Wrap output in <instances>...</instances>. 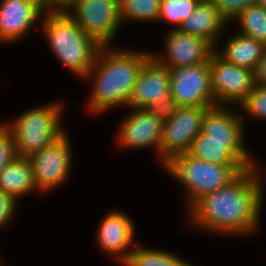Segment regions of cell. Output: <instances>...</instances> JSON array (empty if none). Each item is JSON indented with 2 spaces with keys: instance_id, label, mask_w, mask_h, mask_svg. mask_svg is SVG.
<instances>
[{
  "instance_id": "6da1fadb",
  "label": "cell",
  "mask_w": 266,
  "mask_h": 266,
  "mask_svg": "<svg viewBox=\"0 0 266 266\" xmlns=\"http://www.w3.org/2000/svg\"><path fill=\"white\" fill-rule=\"evenodd\" d=\"M258 174L254 163L229 185L201 197L189 208L192 224L217 234L254 232L264 190Z\"/></svg>"
},
{
  "instance_id": "7a4b0ae2",
  "label": "cell",
  "mask_w": 266,
  "mask_h": 266,
  "mask_svg": "<svg viewBox=\"0 0 266 266\" xmlns=\"http://www.w3.org/2000/svg\"><path fill=\"white\" fill-rule=\"evenodd\" d=\"M151 57V52L101 47L94 65L84 76H94L95 80L89 110L102 113L118 104L129 106L139 72Z\"/></svg>"
},
{
  "instance_id": "3957f363",
  "label": "cell",
  "mask_w": 266,
  "mask_h": 266,
  "mask_svg": "<svg viewBox=\"0 0 266 266\" xmlns=\"http://www.w3.org/2000/svg\"><path fill=\"white\" fill-rule=\"evenodd\" d=\"M43 17L42 27L55 56L70 71L84 78L94 65L101 46L65 11H45Z\"/></svg>"
},
{
  "instance_id": "277c9868",
  "label": "cell",
  "mask_w": 266,
  "mask_h": 266,
  "mask_svg": "<svg viewBox=\"0 0 266 266\" xmlns=\"http://www.w3.org/2000/svg\"><path fill=\"white\" fill-rule=\"evenodd\" d=\"M164 168L186 188L188 209L201 197L229 185L248 169L245 165L207 163L187 152L170 158Z\"/></svg>"
},
{
  "instance_id": "5b68a950",
  "label": "cell",
  "mask_w": 266,
  "mask_h": 266,
  "mask_svg": "<svg viewBox=\"0 0 266 266\" xmlns=\"http://www.w3.org/2000/svg\"><path fill=\"white\" fill-rule=\"evenodd\" d=\"M62 105L36 107L17 116L12 125L5 124L13 134L18 157L29 158L66 132L60 126Z\"/></svg>"
},
{
  "instance_id": "8992f818",
  "label": "cell",
  "mask_w": 266,
  "mask_h": 266,
  "mask_svg": "<svg viewBox=\"0 0 266 266\" xmlns=\"http://www.w3.org/2000/svg\"><path fill=\"white\" fill-rule=\"evenodd\" d=\"M64 11L101 47L110 46L121 23L119 0H73Z\"/></svg>"
},
{
  "instance_id": "52a82bcc",
  "label": "cell",
  "mask_w": 266,
  "mask_h": 266,
  "mask_svg": "<svg viewBox=\"0 0 266 266\" xmlns=\"http://www.w3.org/2000/svg\"><path fill=\"white\" fill-rule=\"evenodd\" d=\"M209 66L215 105H240L256 84L254 71L227 62L216 51L210 56Z\"/></svg>"
},
{
  "instance_id": "ba28073f",
  "label": "cell",
  "mask_w": 266,
  "mask_h": 266,
  "mask_svg": "<svg viewBox=\"0 0 266 266\" xmlns=\"http://www.w3.org/2000/svg\"><path fill=\"white\" fill-rule=\"evenodd\" d=\"M170 93L179 106L214 107L209 61L169 69Z\"/></svg>"
},
{
  "instance_id": "9c48e42d",
  "label": "cell",
  "mask_w": 266,
  "mask_h": 266,
  "mask_svg": "<svg viewBox=\"0 0 266 266\" xmlns=\"http://www.w3.org/2000/svg\"><path fill=\"white\" fill-rule=\"evenodd\" d=\"M211 107L180 106L175 115L163 123L160 158L163 166L175 155L186 153L201 132L206 111Z\"/></svg>"
},
{
  "instance_id": "30bf717a",
  "label": "cell",
  "mask_w": 266,
  "mask_h": 266,
  "mask_svg": "<svg viewBox=\"0 0 266 266\" xmlns=\"http://www.w3.org/2000/svg\"><path fill=\"white\" fill-rule=\"evenodd\" d=\"M66 132L28 159L37 190H49L66 181L71 167V144ZM65 180V181H64Z\"/></svg>"
},
{
  "instance_id": "8fae6325",
  "label": "cell",
  "mask_w": 266,
  "mask_h": 266,
  "mask_svg": "<svg viewBox=\"0 0 266 266\" xmlns=\"http://www.w3.org/2000/svg\"><path fill=\"white\" fill-rule=\"evenodd\" d=\"M173 29V30H172ZM166 35L167 60L152 54V57L168 69L197 65L209 61L215 48L205 39L172 28Z\"/></svg>"
},
{
  "instance_id": "7c38bea8",
  "label": "cell",
  "mask_w": 266,
  "mask_h": 266,
  "mask_svg": "<svg viewBox=\"0 0 266 266\" xmlns=\"http://www.w3.org/2000/svg\"><path fill=\"white\" fill-rule=\"evenodd\" d=\"M171 96L169 69L151 57L142 67L134 85L129 107L147 110Z\"/></svg>"
},
{
  "instance_id": "4fadbf2b",
  "label": "cell",
  "mask_w": 266,
  "mask_h": 266,
  "mask_svg": "<svg viewBox=\"0 0 266 266\" xmlns=\"http://www.w3.org/2000/svg\"><path fill=\"white\" fill-rule=\"evenodd\" d=\"M133 112L123 119L119 128L120 145L129 148L154 146L160 156L163 121L154 117L148 110L132 108Z\"/></svg>"
},
{
  "instance_id": "5bb4252c",
  "label": "cell",
  "mask_w": 266,
  "mask_h": 266,
  "mask_svg": "<svg viewBox=\"0 0 266 266\" xmlns=\"http://www.w3.org/2000/svg\"><path fill=\"white\" fill-rule=\"evenodd\" d=\"M38 0H2L0 2V41L23 38L44 14Z\"/></svg>"
},
{
  "instance_id": "9a60e30c",
  "label": "cell",
  "mask_w": 266,
  "mask_h": 266,
  "mask_svg": "<svg viewBox=\"0 0 266 266\" xmlns=\"http://www.w3.org/2000/svg\"><path fill=\"white\" fill-rule=\"evenodd\" d=\"M244 141H217L201 132L194 138L187 153L207 163L218 165H245L251 168L254 160Z\"/></svg>"
},
{
  "instance_id": "2e32d148",
  "label": "cell",
  "mask_w": 266,
  "mask_h": 266,
  "mask_svg": "<svg viewBox=\"0 0 266 266\" xmlns=\"http://www.w3.org/2000/svg\"><path fill=\"white\" fill-rule=\"evenodd\" d=\"M97 241L104 251L115 254L122 263L131 253L128 246L134 240V225L131 219L120 211H112L101 221L97 233Z\"/></svg>"
},
{
  "instance_id": "e0dca14e",
  "label": "cell",
  "mask_w": 266,
  "mask_h": 266,
  "mask_svg": "<svg viewBox=\"0 0 266 266\" xmlns=\"http://www.w3.org/2000/svg\"><path fill=\"white\" fill-rule=\"evenodd\" d=\"M227 23L212 0H200L192 14L182 22L178 29L205 39L215 48L219 33L224 30Z\"/></svg>"
},
{
  "instance_id": "ac0fdd59",
  "label": "cell",
  "mask_w": 266,
  "mask_h": 266,
  "mask_svg": "<svg viewBox=\"0 0 266 266\" xmlns=\"http://www.w3.org/2000/svg\"><path fill=\"white\" fill-rule=\"evenodd\" d=\"M243 123L241 115L224 106L216 105L206 111L201 133L210 137V140L244 141Z\"/></svg>"
},
{
  "instance_id": "d6986e66",
  "label": "cell",
  "mask_w": 266,
  "mask_h": 266,
  "mask_svg": "<svg viewBox=\"0 0 266 266\" xmlns=\"http://www.w3.org/2000/svg\"><path fill=\"white\" fill-rule=\"evenodd\" d=\"M266 45L252 37L237 33L226 43L223 51L216 53L229 63L256 71Z\"/></svg>"
},
{
  "instance_id": "ffe728a7",
  "label": "cell",
  "mask_w": 266,
  "mask_h": 266,
  "mask_svg": "<svg viewBox=\"0 0 266 266\" xmlns=\"http://www.w3.org/2000/svg\"><path fill=\"white\" fill-rule=\"evenodd\" d=\"M0 189L16 200L34 189L38 191L28 158L17 156L0 171Z\"/></svg>"
},
{
  "instance_id": "44dd1931",
  "label": "cell",
  "mask_w": 266,
  "mask_h": 266,
  "mask_svg": "<svg viewBox=\"0 0 266 266\" xmlns=\"http://www.w3.org/2000/svg\"><path fill=\"white\" fill-rule=\"evenodd\" d=\"M123 266H191L184 259L177 257L171 252L147 249L142 247L133 248L131 253L122 262Z\"/></svg>"
},
{
  "instance_id": "7402d4cb",
  "label": "cell",
  "mask_w": 266,
  "mask_h": 266,
  "mask_svg": "<svg viewBox=\"0 0 266 266\" xmlns=\"http://www.w3.org/2000/svg\"><path fill=\"white\" fill-rule=\"evenodd\" d=\"M241 25L239 33L252 37L266 45V9L258 3L250 5L236 17Z\"/></svg>"
},
{
  "instance_id": "603a6c76",
  "label": "cell",
  "mask_w": 266,
  "mask_h": 266,
  "mask_svg": "<svg viewBox=\"0 0 266 266\" xmlns=\"http://www.w3.org/2000/svg\"><path fill=\"white\" fill-rule=\"evenodd\" d=\"M119 6L121 22L125 19L159 21L161 0H119Z\"/></svg>"
},
{
  "instance_id": "cb8c5ba5",
  "label": "cell",
  "mask_w": 266,
  "mask_h": 266,
  "mask_svg": "<svg viewBox=\"0 0 266 266\" xmlns=\"http://www.w3.org/2000/svg\"><path fill=\"white\" fill-rule=\"evenodd\" d=\"M200 0H161L160 20L174 23L178 29L194 11ZM179 26V27H178Z\"/></svg>"
},
{
  "instance_id": "d4e9b609",
  "label": "cell",
  "mask_w": 266,
  "mask_h": 266,
  "mask_svg": "<svg viewBox=\"0 0 266 266\" xmlns=\"http://www.w3.org/2000/svg\"><path fill=\"white\" fill-rule=\"evenodd\" d=\"M242 110L254 119H266V85L256 83L247 98L240 104Z\"/></svg>"
},
{
  "instance_id": "484cf974",
  "label": "cell",
  "mask_w": 266,
  "mask_h": 266,
  "mask_svg": "<svg viewBox=\"0 0 266 266\" xmlns=\"http://www.w3.org/2000/svg\"><path fill=\"white\" fill-rule=\"evenodd\" d=\"M16 157L13 134L5 124H0V171Z\"/></svg>"
},
{
  "instance_id": "4316f807",
  "label": "cell",
  "mask_w": 266,
  "mask_h": 266,
  "mask_svg": "<svg viewBox=\"0 0 266 266\" xmlns=\"http://www.w3.org/2000/svg\"><path fill=\"white\" fill-rule=\"evenodd\" d=\"M214 5L218 8L220 14L226 19L231 21L241 11L250 5L257 4L258 0H212ZM230 19V20H229Z\"/></svg>"
},
{
  "instance_id": "83f0119b",
  "label": "cell",
  "mask_w": 266,
  "mask_h": 266,
  "mask_svg": "<svg viewBox=\"0 0 266 266\" xmlns=\"http://www.w3.org/2000/svg\"><path fill=\"white\" fill-rule=\"evenodd\" d=\"M179 107L177 101L170 96L161 102L151 105L147 110L152 113L154 117L165 122L175 115Z\"/></svg>"
},
{
  "instance_id": "f1b7e54d",
  "label": "cell",
  "mask_w": 266,
  "mask_h": 266,
  "mask_svg": "<svg viewBox=\"0 0 266 266\" xmlns=\"http://www.w3.org/2000/svg\"><path fill=\"white\" fill-rule=\"evenodd\" d=\"M16 205V199L0 189V228L14 216Z\"/></svg>"
},
{
  "instance_id": "f546056e",
  "label": "cell",
  "mask_w": 266,
  "mask_h": 266,
  "mask_svg": "<svg viewBox=\"0 0 266 266\" xmlns=\"http://www.w3.org/2000/svg\"><path fill=\"white\" fill-rule=\"evenodd\" d=\"M73 0H42V8L45 11H64Z\"/></svg>"
},
{
  "instance_id": "4dcf8cb0",
  "label": "cell",
  "mask_w": 266,
  "mask_h": 266,
  "mask_svg": "<svg viewBox=\"0 0 266 266\" xmlns=\"http://www.w3.org/2000/svg\"><path fill=\"white\" fill-rule=\"evenodd\" d=\"M256 83L266 85V47L264 49L260 63L255 71Z\"/></svg>"
},
{
  "instance_id": "1f68e13d",
  "label": "cell",
  "mask_w": 266,
  "mask_h": 266,
  "mask_svg": "<svg viewBox=\"0 0 266 266\" xmlns=\"http://www.w3.org/2000/svg\"><path fill=\"white\" fill-rule=\"evenodd\" d=\"M258 4L266 9V0H258Z\"/></svg>"
},
{
  "instance_id": "d6a6232c",
  "label": "cell",
  "mask_w": 266,
  "mask_h": 266,
  "mask_svg": "<svg viewBox=\"0 0 266 266\" xmlns=\"http://www.w3.org/2000/svg\"><path fill=\"white\" fill-rule=\"evenodd\" d=\"M39 1V4L41 5V7H42V0H38Z\"/></svg>"
}]
</instances>
